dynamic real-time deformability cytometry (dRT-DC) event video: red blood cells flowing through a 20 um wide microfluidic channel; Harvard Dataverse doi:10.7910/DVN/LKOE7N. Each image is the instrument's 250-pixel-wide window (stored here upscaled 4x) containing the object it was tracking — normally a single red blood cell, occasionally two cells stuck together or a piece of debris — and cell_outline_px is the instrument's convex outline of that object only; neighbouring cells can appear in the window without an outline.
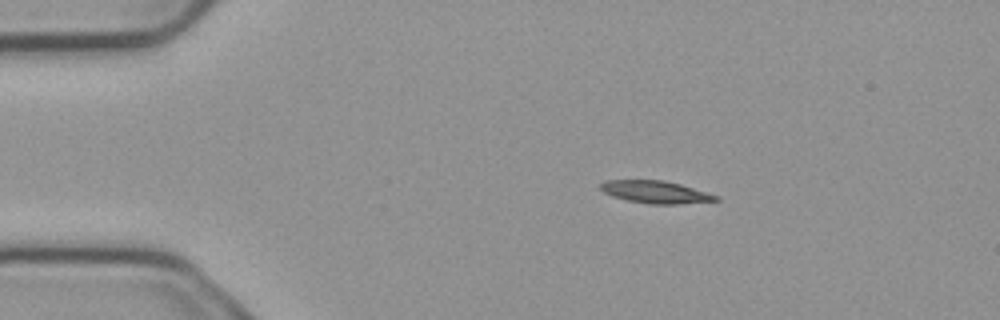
{"species": "common noctule bat (a hibernating species)", "species_latin": "Nyctalus noctula", "temperature_condition": "cold", "stored_images_in_passage": 3, "camera_frame_rate_fps": 3000, "um_per_image_px": 0.085, "animal": {"sex": "male", "body_mass_g": 23.1, "forearm_length_mm": 52.7}, "frame": {"image": 1, "passage_image": 2, "time_ms": 0.333, "image_size_px": [1000, 320], "cell_outline_px": [[720, 200], [676, 204], [648, 204], [628, 200], [612, 196], [604, 192], [600, 188], [600, 184], [604, 180], [664, 180], [680, 184], [720, 196]], "centroid_in_image_um": [55.72, 16.32], "position_along_channel_um": 29.3, "area_um2": 15.03}}